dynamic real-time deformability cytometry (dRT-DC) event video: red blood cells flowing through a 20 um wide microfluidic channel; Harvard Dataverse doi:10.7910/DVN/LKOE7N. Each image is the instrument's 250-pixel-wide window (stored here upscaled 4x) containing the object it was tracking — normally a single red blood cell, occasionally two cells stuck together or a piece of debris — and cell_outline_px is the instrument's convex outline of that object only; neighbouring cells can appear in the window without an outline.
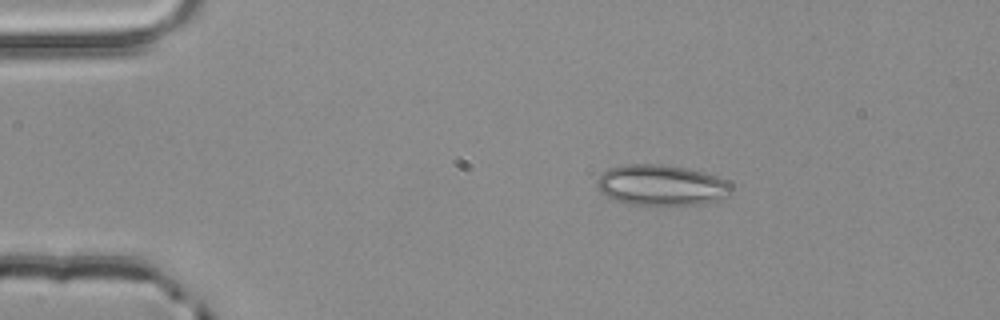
{"species": "common noctule bat (a hibernating species)", "species_latin": "Nyctalus noctula", "temperature_condition": "room temperature", "stored_images_in_passage": 4, "segment_of_instrument_passage": [1, 2], "camera_frame_rate_fps": 3000, "um_per_image_px": 0.085, "animal": {"sex": "male", "body_mass_g": 20.4}, "frame": {"image": 1, "passage_image": 2, "time_ms": 0.333, "image_size_px": [1000, 320], "cell_outline_px": [[732, 188], [728, 196], [720, 200], [700, 204], [668, 208], [624, 204], [612, 200], [600, 192], [596, 184], [596, 180], [600, 172], [608, 168], [624, 164], [664, 164], [688, 168], [704, 172], [716, 176], [732, 184]], "centroid_in_image_um": [56.18, 15.78], "position_along_channel_um": 28.8, "area_um2": 33.41}}